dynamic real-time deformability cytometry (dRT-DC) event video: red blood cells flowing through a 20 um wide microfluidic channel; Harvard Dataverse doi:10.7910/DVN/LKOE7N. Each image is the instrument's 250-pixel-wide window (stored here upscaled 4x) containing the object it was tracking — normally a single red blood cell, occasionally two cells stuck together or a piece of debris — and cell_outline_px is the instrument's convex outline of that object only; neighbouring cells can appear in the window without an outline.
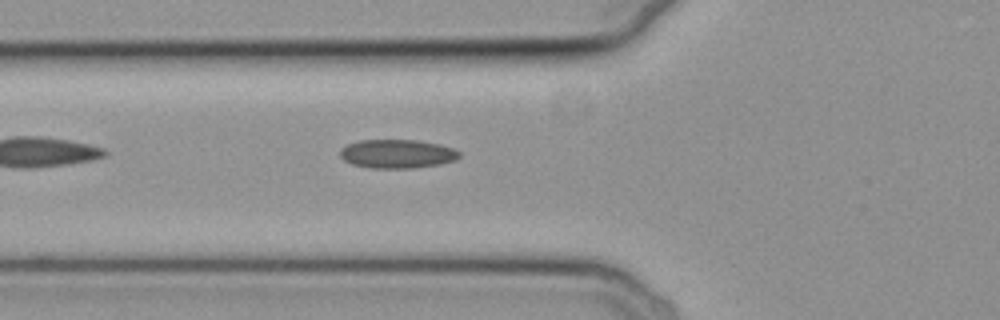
{"species": "common noctule bat (a hibernating species)", "species_latin": "Nyctalus noctula", "temperature_condition": "cold", "stored_images_in_passage": 38, "camera_frame_rate_fps": 3000, "um_per_image_px": 0.085, "animal": {"sex": "female", "body_mass_g": 19.3, "forearm_length_mm": 54.1}, "frame": {"image": 1, "passage_image": 3, "time_ms": 0.667, "image_size_px": [1000, 320], "cell_outline_px": [[460, 156], [456, 160], [440, 164], [412, 168], [372, 168], [352, 164], [344, 160], [340, 156], [340, 148], [348, 144], [360, 140], [416, 140], [440, 144], [452, 148], [460, 152]], "centroid_in_image_um": [33.76, 13.07], "position_along_channel_um": 92.0, "area_um2": 20.0}}
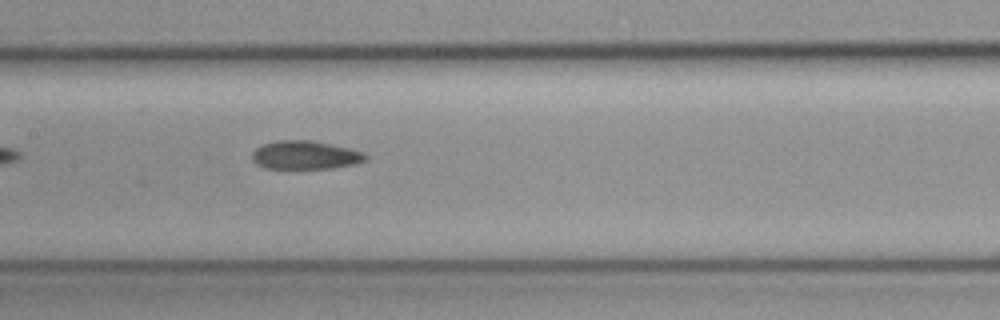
{"frame": {"image": 2, "passage_image": 10, "time_ms": 3.0, "image_size_px": [1000, 320], "cell_outline_px": [[368, 160], [356, 164], [332, 168], [264, 168], [256, 164], [252, 160], [252, 152], [256, 148], [264, 144], [276, 140], [312, 140], [332, 144], [364, 152], [368, 156]], "centroid_in_image_um": [25.96, 13.18], "position_along_channel_um": 181.4, "area_um2": 18.96}}
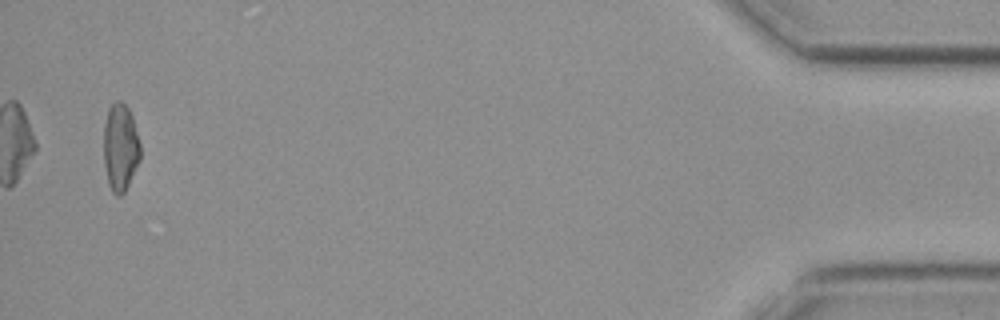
{"frame": {"image": 3, "passage_image": 36, "time_ms": 11.667, "image_size_px": [1000, 320], "cell_outline_px": [[140, 160], [124, 192], [120, 196], [116, 196], [112, 192], [108, 184], [104, 164], [104, 124], [108, 108], [116, 100], [120, 100], [128, 108], [132, 116], [140, 144]], "centroid_in_image_um": [10.22, 12.52], "position_along_channel_um": 425.0, "area_um2": 18.67}, "authors_computed_cell_mechanics": {"area_um2": 19.2474, "velocity_mm_per_s": 3.81, "shape_relaxation_time_tau1_ms": null, "shape_relaxation_time_tau2_ms": 3.7887, "deformation_change_tau1": null, "deformation_change_tau2": 0.1024}}